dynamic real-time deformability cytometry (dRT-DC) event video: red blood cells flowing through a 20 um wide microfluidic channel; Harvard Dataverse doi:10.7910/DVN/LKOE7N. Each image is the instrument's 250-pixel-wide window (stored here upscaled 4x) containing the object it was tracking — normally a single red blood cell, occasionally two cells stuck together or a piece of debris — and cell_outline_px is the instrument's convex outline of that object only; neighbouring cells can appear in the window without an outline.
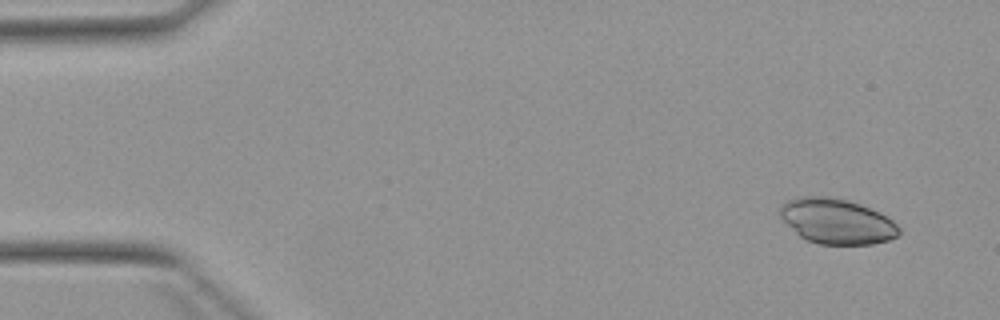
{"species": "Egyptian fruit bat (a non-hibernating species)", "species_latin": "Rousettus aegyptiacus", "temperature_condition": "warm", "stored_images_in_passage": 5, "camera_frame_rate_fps": 3000, "um_per_image_px": 0.085, "animal": {"sex": "female"}, "frame": {"image": 1, "passage_image": 1, "time_ms": 0.0, "image_size_px": [1000, 320], "cell_outline_px": [[900, 232], [896, 236], [888, 240], [872, 244], [820, 244], [808, 240], [800, 236], [780, 216], [780, 208], [788, 200], [796, 196], [828, 196], [848, 200], [860, 204], [888, 216], [900, 228]], "centroid_in_image_um": [71.15, 18.79], "position_along_channel_um": 13.9, "area_um2": 31.15}}